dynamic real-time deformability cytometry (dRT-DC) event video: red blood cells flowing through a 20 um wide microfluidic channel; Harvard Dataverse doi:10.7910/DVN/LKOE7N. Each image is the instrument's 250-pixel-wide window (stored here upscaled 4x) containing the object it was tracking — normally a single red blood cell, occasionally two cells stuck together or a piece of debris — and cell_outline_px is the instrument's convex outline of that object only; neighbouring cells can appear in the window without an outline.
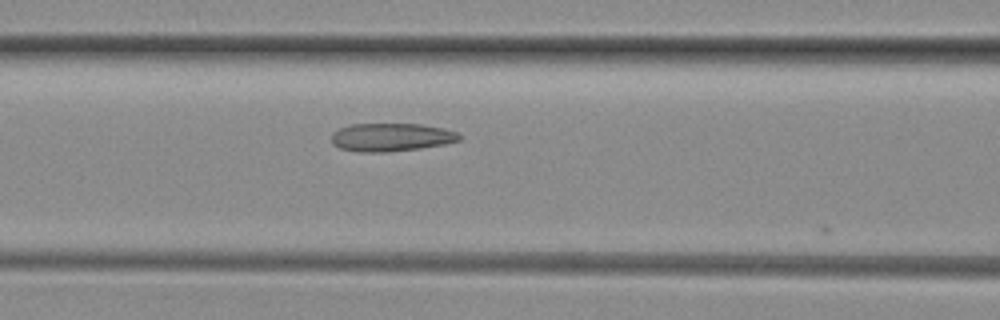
{"species": "common noctule bat (a hibernating species)", "species_latin": "Nyctalus noctula", "temperature_condition": "room temperature", "stored_images_in_passage": 13, "camera_frame_rate_fps": 3000, "um_per_image_px": 0.085, "animal": {"sex": "female", "body_mass_g": 29.2, "forearm_length_mm": 56.3}, "frame": {"image": 1, "passage_image": 12, "time_ms": 3.667, "image_size_px": [1000, 320], "cell_outline_px": [[460, 140], [444, 144], [420, 148], [388, 152], [356, 152], [340, 148], [332, 144], [332, 132], [348, 124], [420, 124], [444, 128], [456, 132], [460, 136]], "centroid_in_image_um": [33.21, 11.66], "position_along_channel_um": 133.4, "area_um2": 21.04}}